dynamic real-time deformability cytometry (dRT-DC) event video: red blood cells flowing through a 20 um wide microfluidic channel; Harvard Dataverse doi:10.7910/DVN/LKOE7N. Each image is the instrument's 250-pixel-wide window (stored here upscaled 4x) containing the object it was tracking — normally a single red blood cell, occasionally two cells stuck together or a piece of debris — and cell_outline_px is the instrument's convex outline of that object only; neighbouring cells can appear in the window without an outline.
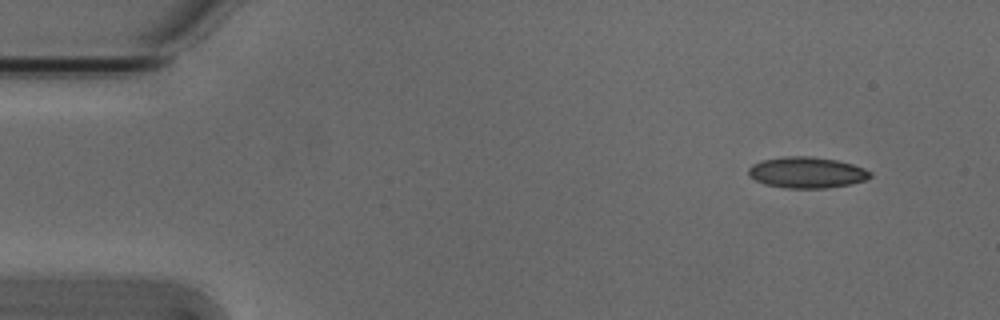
{"species": "Egyptian fruit bat (a non-hibernating species)", "species_latin": "Rousettus aegyptiacus", "temperature_condition": "cold", "stored_images_in_passage": 4, "camera_frame_rate_fps": 3000, "um_per_image_px": 0.085, "animal": {"sex": "male"}, "frame": {"image": 1, "passage_image": 1, "time_ms": 0.0, "image_size_px": [1000, 320], "cell_outline_px": [[872, 176], [864, 180], [852, 184], [824, 188], [784, 188], [764, 184], [748, 176], [748, 168], [752, 164], [764, 160], [784, 156], [812, 156], [836, 160], [852, 164], [864, 168], [872, 172]], "centroid_in_image_um": [68.57, 14.66], "position_along_channel_um": 16.4, "area_um2": 22.14}}
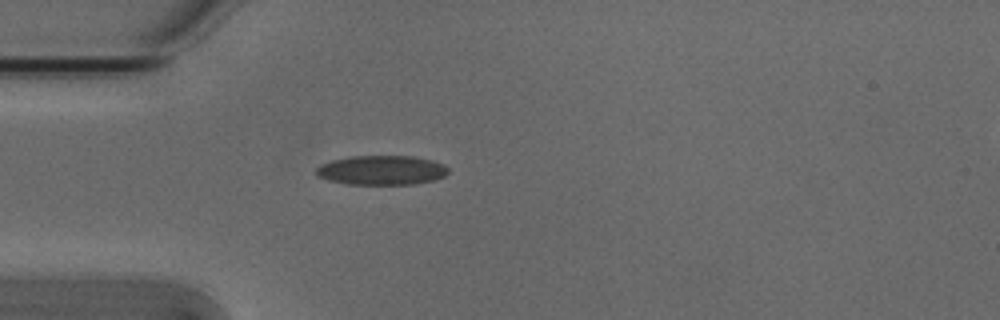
{"frame": {"image": 2, "passage_image": 4, "time_ms": 1.0, "image_size_px": [1000, 320], "cell_outline_px": [[448, 172], [444, 176], [432, 180], [412, 184], [348, 184], [328, 180], [320, 176], [316, 172], [316, 168], [320, 164], [332, 160], [352, 156], [412, 156], [432, 160], [444, 164], [448, 168]], "centroid_in_image_um": [32.44, 14.46], "position_along_channel_um": 52.6, "area_um2": 22.48}}